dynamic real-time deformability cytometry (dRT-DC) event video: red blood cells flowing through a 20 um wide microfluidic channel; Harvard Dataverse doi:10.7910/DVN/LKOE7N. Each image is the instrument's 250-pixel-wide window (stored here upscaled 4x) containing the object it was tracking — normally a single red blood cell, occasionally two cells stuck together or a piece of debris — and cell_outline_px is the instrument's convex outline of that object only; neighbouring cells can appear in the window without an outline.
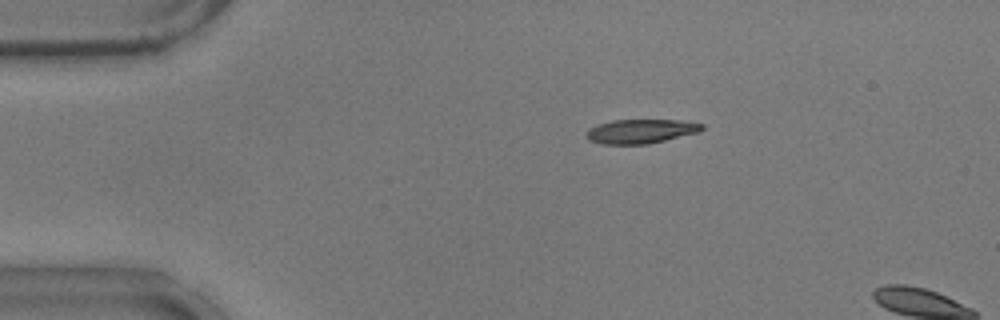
{"species": "common noctule bat (a hibernating species)", "species_latin": "Nyctalus noctula", "temperature_condition": "warm", "stored_images_in_passage": 13, "camera_frame_rate_fps": 3000, "um_per_image_px": 0.085, "animal": {"sex": "male", "body_mass_g": 17.9}, "frame": {"image": 1, "passage_image": 10, "time_ms": 3.0, "image_size_px": [1000, 320], "cell_outline_px": [[704, 128], [700, 132], [648, 144], [600, 144], [588, 140], [584, 136], [588, 128], [612, 120], [680, 120], [704, 124]], "centroid_in_image_um": [54.45, 11.16], "position_along_channel_um": 30.6, "area_um2": 16.42}}